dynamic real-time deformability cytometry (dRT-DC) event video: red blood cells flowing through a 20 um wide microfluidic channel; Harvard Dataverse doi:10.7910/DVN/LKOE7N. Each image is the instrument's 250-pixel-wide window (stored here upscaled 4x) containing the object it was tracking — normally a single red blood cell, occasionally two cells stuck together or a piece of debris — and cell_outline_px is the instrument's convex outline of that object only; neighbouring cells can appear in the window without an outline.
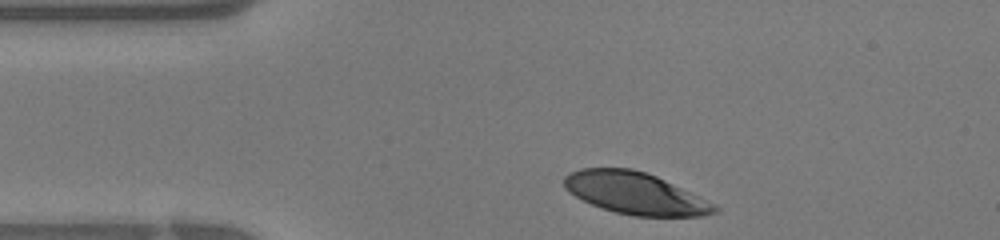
{"species": "human", "species_latin": "Homo sapiens", "temperature_condition": "warm", "stored_images_in_passage": 25, "camera_frame_rate_fps": 3000, "um_per_image_px": 0.085, "donor": {"sex": "female"}, "frame": {"image": 1, "passage_image": 1, "time_ms": 0.0, "image_size_px": [1000, 240], "cell_outline_px": [[720, 212], [704, 216], [632, 216], [616, 212], [592, 204], [568, 192], [564, 188], [564, 176], [568, 172], [580, 168], [632, 168], [656, 176], [716, 204], [720, 208]], "centroid_in_image_um": [54.0, 16.43], "position_along_channel_um": 31.0, "area_um2": 36.7}}
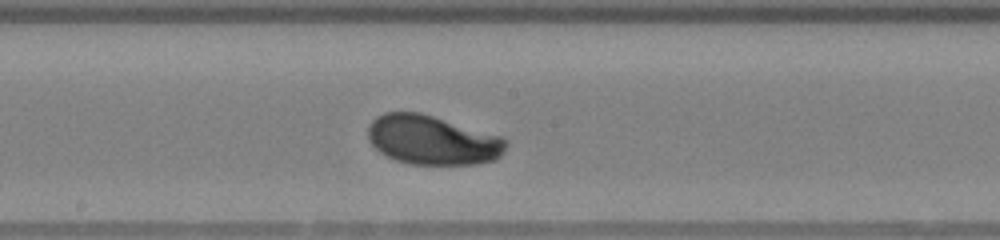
{"frame": {"image": 2, "passage_image": 14, "time_ms": 4.333, "image_size_px": [1000, 240], "cell_outline_px": [[508, 144], [504, 152], [496, 160], [476, 164], [408, 164], [396, 160], [380, 152], [368, 140], [368, 124], [376, 116], [384, 112], [420, 112], [504, 136], [508, 140]], "centroid_in_image_um": [36.78, 11.9], "position_along_channel_um": 211.4, "area_um2": 40.11}}
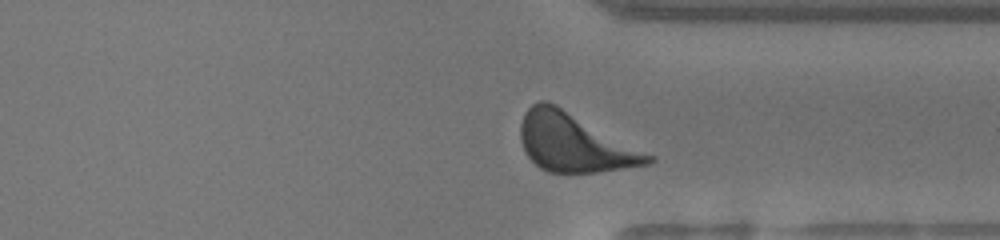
{"frame": {"image": 3, "passage_image": 23, "time_ms": 7.333, "image_size_px": [1000, 240], "cell_outline_px": [[656, 160], [652, 164], [596, 172], [548, 172], [540, 168], [524, 152], [520, 140], [520, 124], [524, 112], [532, 104], [540, 100], [544, 100], [556, 104], [656, 156]], "centroid_in_image_um": [48.84, 12.12], "position_along_channel_um": 362.6, "area_um2": 43.64}}